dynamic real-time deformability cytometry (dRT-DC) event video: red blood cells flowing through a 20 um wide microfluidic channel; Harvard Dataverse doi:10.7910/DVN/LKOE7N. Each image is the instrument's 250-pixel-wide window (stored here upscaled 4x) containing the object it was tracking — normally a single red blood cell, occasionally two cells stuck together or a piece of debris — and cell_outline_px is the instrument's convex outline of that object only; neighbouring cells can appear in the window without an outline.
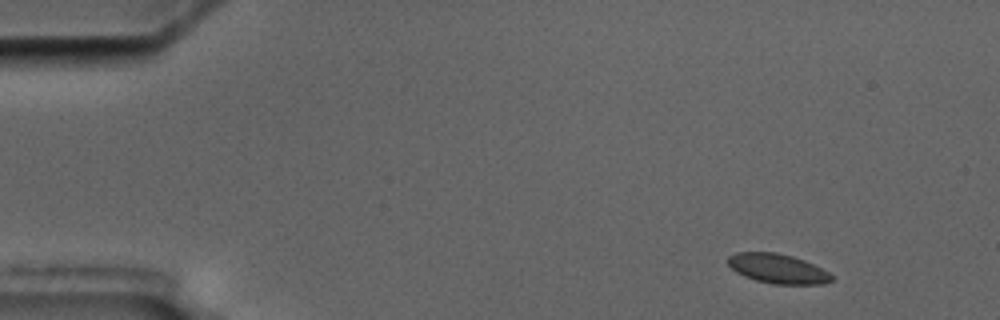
{"species": "common noctule bat (a hibernating species)", "species_latin": "Nyctalus noctula", "temperature_condition": "cold", "stored_images_in_passage": 4, "camera_frame_rate_fps": 3000, "um_per_image_px": 0.085, "animal": {"sex": "male", "body_mass_g": 17.5, "forearm_length_mm": 52.3}, "frame": {"image": 1, "passage_image": 1, "time_ms": 0.0, "image_size_px": [1000, 320], "cell_outline_px": [[832, 280], [824, 284], [772, 284], [756, 280], [744, 276], [736, 272], [728, 264], [728, 256], [736, 252], [776, 252], [792, 256], [804, 260], [828, 272], [832, 276]], "centroid_in_image_um": [66.08, 22.83], "position_along_channel_um": 18.9, "area_um2": 17.74}}